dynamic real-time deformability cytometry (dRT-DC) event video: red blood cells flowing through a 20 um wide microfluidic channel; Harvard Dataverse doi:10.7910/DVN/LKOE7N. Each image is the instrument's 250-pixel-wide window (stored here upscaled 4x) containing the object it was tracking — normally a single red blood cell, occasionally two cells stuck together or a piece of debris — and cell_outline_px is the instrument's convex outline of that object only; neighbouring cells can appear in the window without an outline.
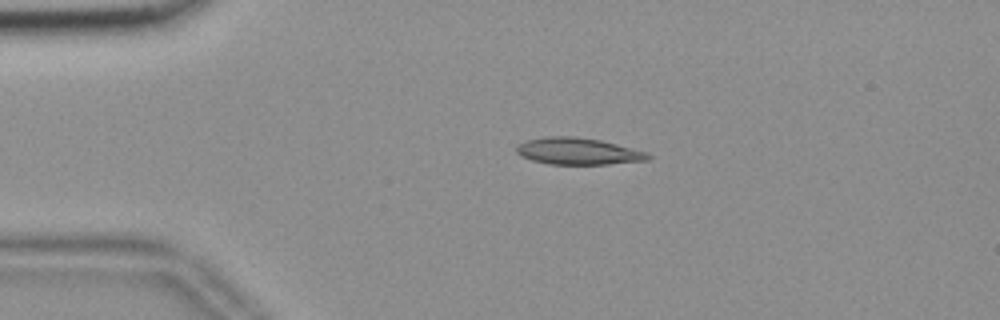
{"species": "common noctule bat (a hibernating species)", "species_latin": "Nyctalus noctula", "temperature_condition": "room temperature", "stored_images_in_passage": 46, "camera_frame_rate_fps": 3000, "um_per_image_px": 0.085, "animal": {"sex": "female", "body_mass_g": 18.4}, "frame": {"image": 1, "passage_image": 3, "time_ms": 0.667, "image_size_px": [1000, 320], "cell_outline_px": [[652, 156], [648, 160], [608, 164], [548, 164], [532, 160], [520, 156], [516, 152], [516, 148], [520, 144], [528, 140], [548, 136], [576, 136], [600, 140], [648, 152]], "centroid_in_image_um": [49.15, 12.86], "position_along_channel_um": 35.9, "area_um2": 20.46}}
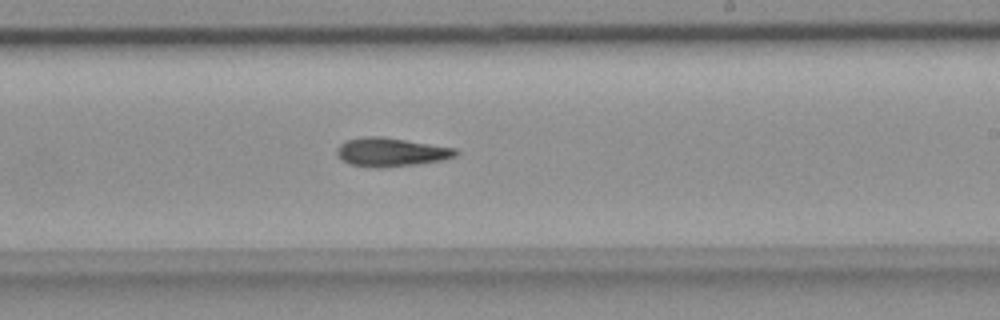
{"frame": {"image": 2, "passage_image": 24, "time_ms": 7.667, "image_size_px": [1000, 320], "cell_outline_px": [[460, 152], [456, 156], [440, 160], [416, 164], [380, 168], [376, 168], [352, 164], [344, 160], [336, 152], [340, 144], [348, 140], [364, 136], [380, 136], [456, 148]], "centroid_in_image_um": [33.27, 12.92], "position_along_channel_um": 255.7, "area_um2": 19.54}}
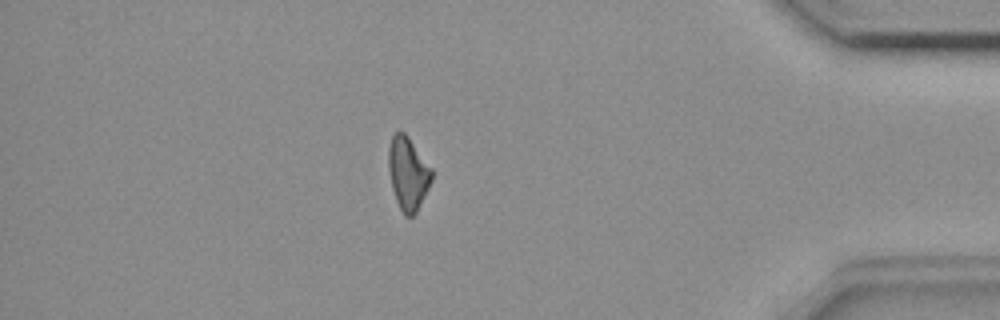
{"frame": {"image": 3, "passage_image": 39, "time_ms": 12.667, "image_size_px": [1000, 320], "cell_outline_px": [[432, 180], [416, 212], [412, 216], [404, 216], [396, 200], [392, 188], [388, 168], [388, 148], [392, 136], [396, 132], [404, 132], [408, 136], [432, 168]], "centroid_in_image_um": [34.67, 14.73], "position_along_channel_um": 400.5, "area_um2": 18.26}}